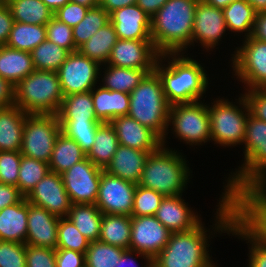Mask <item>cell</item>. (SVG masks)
<instances>
[{"instance_id":"1","label":"cell","mask_w":266,"mask_h":267,"mask_svg":"<svg viewBox=\"0 0 266 267\" xmlns=\"http://www.w3.org/2000/svg\"><path fill=\"white\" fill-rule=\"evenodd\" d=\"M163 60L168 63L163 64ZM154 70L161 79L164 95L170 105L201 101L210 84L202 65L184 53L160 54Z\"/></svg>"},{"instance_id":"2","label":"cell","mask_w":266,"mask_h":267,"mask_svg":"<svg viewBox=\"0 0 266 267\" xmlns=\"http://www.w3.org/2000/svg\"><path fill=\"white\" fill-rule=\"evenodd\" d=\"M198 1L168 0L151 18V38L160 54H185L192 41Z\"/></svg>"},{"instance_id":"3","label":"cell","mask_w":266,"mask_h":267,"mask_svg":"<svg viewBox=\"0 0 266 267\" xmlns=\"http://www.w3.org/2000/svg\"><path fill=\"white\" fill-rule=\"evenodd\" d=\"M185 159L177 150L161 146L148 155L138 185L155 190L164 197L182 195L190 178V168Z\"/></svg>"},{"instance_id":"4","label":"cell","mask_w":266,"mask_h":267,"mask_svg":"<svg viewBox=\"0 0 266 267\" xmlns=\"http://www.w3.org/2000/svg\"><path fill=\"white\" fill-rule=\"evenodd\" d=\"M170 104L164 95L162 82L154 70L147 73L130 93L128 115L154 131L165 146L168 136Z\"/></svg>"},{"instance_id":"5","label":"cell","mask_w":266,"mask_h":267,"mask_svg":"<svg viewBox=\"0 0 266 267\" xmlns=\"http://www.w3.org/2000/svg\"><path fill=\"white\" fill-rule=\"evenodd\" d=\"M203 225L201 221L189 231L172 232L166 246L153 259V267H218L208 253V239L213 232Z\"/></svg>"},{"instance_id":"6","label":"cell","mask_w":266,"mask_h":267,"mask_svg":"<svg viewBox=\"0 0 266 267\" xmlns=\"http://www.w3.org/2000/svg\"><path fill=\"white\" fill-rule=\"evenodd\" d=\"M63 98L56 71L35 70L15 86V105L27 114L57 115Z\"/></svg>"},{"instance_id":"7","label":"cell","mask_w":266,"mask_h":267,"mask_svg":"<svg viewBox=\"0 0 266 267\" xmlns=\"http://www.w3.org/2000/svg\"><path fill=\"white\" fill-rule=\"evenodd\" d=\"M243 144L245 160L235 173H230L222 192L226 197L244 184L262 183L266 179V122L249 114Z\"/></svg>"},{"instance_id":"8","label":"cell","mask_w":266,"mask_h":267,"mask_svg":"<svg viewBox=\"0 0 266 267\" xmlns=\"http://www.w3.org/2000/svg\"><path fill=\"white\" fill-rule=\"evenodd\" d=\"M234 221L255 241L266 246V187L247 183L230 196Z\"/></svg>"},{"instance_id":"9","label":"cell","mask_w":266,"mask_h":267,"mask_svg":"<svg viewBox=\"0 0 266 267\" xmlns=\"http://www.w3.org/2000/svg\"><path fill=\"white\" fill-rule=\"evenodd\" d=\"M241 95L236 99L239 106L226 98H216L211 106L208 104L211 142L214 144L224 147L243 145L250 110L243 93Z\"/></svg>"},{"instance_id":"10","label":"cell","mask_w":266,"mask_h":267,"mask_svg":"<svg viewBox=\"0 0 266 267\" xmlns=\"http://www.w3.org/2000/svg\"><path fill=\"white\" fill-rule=\"evenodd\" d=\"M169 125L176 138L192 147L211 141L208 106L202 101L171 105Z\"/></svg>"},{"instance_id":"11","label":"cell","mask_w":266,"mask_h":267,"mask_svg":"<svg viewBox=\"0 0 266 267\" xmlns=\"http://www.w3.org/2000/svg\"><path fill=\"white\" fill-rule=\"evenodd\" d=\"M62 132L55 114H27L23 129L21 154L50 162L56 139Z\"/></svg>"},{"instance_id":"12","label":"cell","mask_w":266,"mask_h":267,"mask_svg":"<svg viewBox=\"0 0 266 267\" xmlns=\"http://www.w3.org/2000/svg\"><path fill=\"white\" fill-rule=\"evenodd\" d=\"M242 46L231 56L232 67L238 81L250 89H264L266 87V42L258 39L245 38Z\"/></svg>"},{"instance_id":"13","label":"cell","mask_w":266,"mask_h":267,"mask_svg":"<svg viewBox=\"0 0 266 267\" xmlns=\"http://www.w3.org/2000/svg\"><path fill=\"white\" fill-rule=\"evenodd\" d=\"M100 66L79 51L70 52L56 71L63 95L91 91L97 86L98 76L102 75Z\"/></svg>"},{"instance_id":"14","label":"cell","mask_w":266,"mask_h":267,"mask_svg":"<svg viewBox=\"0 0 266 267\" xmlns=\"http://www.w3.org/2000/svg\"><path fill=\"white\" fill-rule=\"evenodd\" d=\"M102 171L85 157L61 174L72 204L96 203Z\"/></svg>"},{"instance_id":"15","label":"cell","mask_w":266,"mask_h":267,"mask_svg":"<svg viewBox=\"0 0 266 267\" xmlns=\"http://www.w3.org/2000/svg\"><path fill=\"white\" fill-rule=\"evenodd\" d=\"M136 186L103 170L95 205L103 214L131 216Z\"/></svg>"},{"instance_id":"16","label":"cell","mask_w":266,"mask_h":267,"mask_svg":"<svg viewBox=\"0 0 266 267\" xmlns=\"http://www.w3.org/2000/svg\"><path fill=\"white\" fill-rule=\"evenodd\" d=\"M171 233L155 215L131 217L129 249L153 260L166 246Z\"/></svg>"},{"instance_id":"17","label":"cell","mask_w":266,"mask_h":267,"mask_svg":"<svg viewBox=\"0 0 266 267\" xmlns=\"http://www.w3.org/2000/svg\"><path fill=\"white\" fill-rule=\"evenodd\" d=\"M159 57L160 53L154 47L152 40L118 39L105 65L142 69L150 73L154 71Z\"/></svg>"},{"instance_id":"18","label":"cell","mask_w":266,"mask_h":267,"mask_svg":"<svg viewBox=\"0 0 266 267\" xmlns=\"http://www.w3.org/2000/svg\"><path fill=\"white\" fill-rule=\"evenodd\" d=\"M58 218L67 217L72 206L60 174L49 171L25 197Z\"/></svg>"},{"instance_id":"19","label":"cell","mask_w":266,"mask_h":267,"mask_svg":"<svg viewBox=\"0 0 266 267\" xmlns=\"http://www.w3.org/2000/svg\"><path fill=\"white\" fill-rule=\"evenodd\" d=\"M226 31L223 10L199 0L195 10L191 45L200 42L206 51L214 49Z\"/></svg>"},{"instance_id":"20","label":"cell","mask_w":266,"mask_h":267,"mask_svg":"<svg viewBox=\"0 0 266 267\" xmlns=\"http://www.w3.org/2000/svg\"><path fill=\"white\" fill-rule=\"evenodd\" d=\"M221 200L219 201L218 208H216L214 220L216 223L213 224V234L218 233H227L234 236H238V238H242L243 240H248L247 243H250L249 247V256H248V267H266V246L260 244L259 242L252 239L235 221H234V211L232 207V202L229 197H226L223 193L220 195ZM217 231V232H216ZM221 231V232H220Z\"/></svg>"},{"instance_id":"21","label":"cell","mask_w":266,"mask_h":267,"mask_svg":"<svg viewBox=\"0 0 266 267\" xmlns=\"http://www.w3.org/2000/svg\"><path fill=\"white\" fill-rule=\"evenodd\" d=\"M110 124L115 129L119 145L149 153L162 146V139L154 131L129 115L116 117Z\"/></svg>"},{"instance_id":"22","label":"cell","mask_w":266,"mask_h":267,"mask_svg":"<svg viewBox=\"0 0 266 267\" xmlns=\"http://www.w3.org/2000/svg\"><path fill=\"white\" fill-rule=\"evenodd\" d=\"M59 219L45 208L28 202L25 244L56 249Z\"/></svg>"},{"instance_id":"23","label":"cell","mask_w":266,"mask_h":267,"mask_svg":"<svg viewBox=\"0 0 266 267\" xmlns=\"http://www.w3.org/2000/svg\"><path fill=\"white\" fill-rule=\"evenodd\" d=\"M118 39L152 40L151 17L137 4L115 10L110 14Z\"/></svg>"},{"instance_id":"24","label":"cell","mask_w":266,"mask_h":267,"mask_svg":"<svg viewBox=\"0 0 266 267\" xmlns=\"http://www.w3.org/2000/svg\"><path fill=\"white\" fill-rule=\"evenodd\" d=\"M188 205L182 195L165 196L157 209L155 217L170 232L189 231L201 222V217Z\"/></svg>"},{"instance_id":"25","label":"cell","mask_w":266,"mask_h":267,"mask_svg":"<svg viewBox=\"0 0 266 267\" xmlns=\"http://www.w3.org/2000/svg\"><path fill=\"white\" fill-rule=\"evenodd\" d=\"M150 153L119 145L105 172L138 185Z\"/></svg>"},{"instance_id":"26","label":"cell","mask_w":266,"mask_h":267,"mask_svg":"<svg viewBox=\"0 0 266 267\" xmlns=\"http://www.w3.org/2000/svg\"><path fill=\"white\" fill-rule=\"evenodd\" d=\"M91 90L94 111L101 122L110 123L114 118L128 115L130 94L111 91L103 86Z\"/></svg>"},{"instance_id":"27","label":"cell","mask_w":266,"mask_h":267,"mask_svg":"<svg viewBox=\"0 0 266 267\" xmlns=\"http://www.w3.org/2000/svg\"><path fill=\"white\" fill-rule=\"evenodd\" d=\"M26 116L16 105L0 109V151H21Z\"/></svg>"},{"instance_id":"28","label":"cell","mask_w":266,"mask_h":267,"mask_svg":"<svg viewBox=\"0 0 266 267\" xmlns=\"http://www.w3.org/2000/svg\"><path fill=\"white\" fill-rule=\"evenodd\" d=\"M28 201L7 206L0 211V240L25 243L27 237Z\"/></svg>"},{"instance_id":"29","label":"cell","mask_w":266,"mask_h":267,"mask_svg":"<svg viewBox=\"0 0 266 267\" xmlns=\"http://www.w3.org/2000/svg\"><path fill=\"white\" fill-rule=\"evenodd\" d=\"M34 71L31 52L0 46V77L16 86Z\"/></svg>"},{"instance_id":"30","label":"cell","mask_w":266,"mask_h":267,"mask_svg":"<svg viewBox=\"0 0 266 267\" xmlns=\"http://www.w3.org/2000/svg\"><path fill=\"white\" fill-rule=\"evenodd\" d=\"M117 40L118 36L114 26L109 22L92 35L87 42L82 44L78 51L102 67L108 62L112 48Z\"/></svg>"},{"instance_id":"31","label":"cell","mask_w":266,"mask_h":267,"mask_svg":"<svg viewBox=\"0 0 266 267\" xmlns=\"http://www.w3.org/2000/svg\"><path fill=\"white\" fill-rule=\"evenodd\" d=\"M131 238V216L103 214L98 241L129 249Z\"/></svg>"},{"instance_id":"32","label":"cell","mask_w":266,"mask_h":267,"mask_svg":"<svg viewBox=\"0 0 266 267\" xmlns=\"http://www.w3.org/2000/svg\"><path fill=\"white\" fill-rule=\"evenodd\" d=\"M103 213L95 204H72L67 218L90 242L98 241Z\"/></svg>"},{"instance_id":"33","label":"cell","mask_w":266,"mask_h":267,"mask_svg":"<svg viewBox=\"0 0 266 267\" xmlns=\"http://www.w3.org/2000/svg\"><path fill=\"white\" fill-rule=\"evenodd\" d=\"M119 146V141L114 127L107 122H102L96 131L92 149L86 157L97 167L105 169L110 163Z\"/></svg>"},{"instance_id":"34","label":"cell","mask_w":266,"mask_h":267,"mask_svg":"<svg viewBox=\"0 0 266 267\" xmlns=\"http://www.w3.org/2000/svg\"><path fill=\"white\" fill-rule=\"evenodd\" d=\"M85 157L86 154L82 151L80 145L61 132L53 147L52 156L48 163L49 170L61 175Z\"/></svg>"},{"instance_id":"35","label":"cell","mask_w":266,"mask_h":267,"mask_svg":"<svg viewBox=\"0 0 266 267\" xmlns=\"http://www.w3.org/2000/svg\"><path fill=\"white\" fill-rule=\"evenodd\" d=\"M14 21L34 25H46L54 15L42 0H9Z\"/></svg>"},{"instance_id":"36","label":"cell","mask_w":266,"mask_h":267,"mask_svg":"<svg viewBox=\"0 0 266 267\" xmlns=\"http://www.w3.org/2000/svg\"><path fill=\"white\" fill-rule=\"evenodd\" d=\"M59 120L100 121L94 111L91 91L64 96Z\"/></svg>"},{"instance_id":"37","label":"cell","mask_w":266,"mask_h":267,"mask_svg":"<svg viewBox=\"0 0 266 267\" xmlns=\"http://www.w3.org/2000/svg\"><path fill=\"white\" fill-rule=\"evenodd\" d=\"M106 66V67H105ZM104 77L102 86L111 91H120L130 94L140 84L147 72L142 69L120 68L112 65H103Z\"/></svg>"},{"instance_id":"38","label":"cell","mask_w":266,"mask_h":267,"mask_svg":"<svg viewBox=\"0 0 266 267\" xmlns=\"http://www.w3.org/2000/svg\"><path fill=\"white\" fill-rule=\"evenodd\" d=\"M227 30L230 32L243 33L244 38L252 35L256 12L246 0H236L223 9Z\"/></svg>"},{"instance_id":"39","label":"cell","mask_w":266,"mask_h":267,"mask_svg":"<svg viewBox=\"0 0 266 267\" xmlns=\"http://www.w3.org/2000/svg\"><path fill=\"white\" fill-rule=\"evenodd\" d=\"M46 40V25H34L14 21L7 47L31 52Z\"/></svg>"},{"instance_id":"40","label":"cell","mask_w":266,"mask_h":267,"mask_svg":"<svg viewBox=\"0 0 266 267\" xmlns=\"http://www.w3.org/2000/svg\"><path fill=\"white\" fill-rule=\"evenodd\" d=\"M109 22L110 15L100 5L89 8L84 19L72 28L75 47L78 49Z\"/></svg>"},{"instance_id":"41","label":"cell","mask_w":266,"mask_h":267,"mask_svg":"<svg viewBox=\"0 0 266 267\" xmlns=\"http://www.w3.org/2000/svg\"><path fill=\"white\" fill-rule=\"evenodd\" d=\"M69 52L57 44L45 40L31 51L35 70L57 71Z\"/></svg>"},{"instance_id":"42","label":"cell","mask_w":266,"mask_h":267,"mask_svg":"<svg viewBox=\"0 0 266 267\" xmlns=\"http://www.w3.org/2000/svg\"><path fill=\"white\" fill-rule=\"evenodd\" d=\"M64 133L68 138L75 140L87 155L94 144L96 131L101 121L59 120Z\"/></svg>"},{"instance_id":"43","label":"cell","mask_w":266,"mask_h":267,"mask_svg":"<svg viewBox=\"0 0 266 267\" xmlns=\"http://www.w3.org/2000/svg\"><path fill=\"white\" fill-rule=\"evenodd\" d=\"M49 171L48 163L22 155L17 184L18 189L26 197Z\"/></svg>"},{"instance_id":"44","label":"cell","mask_w":266,"mask_h":267,"mask_svg":"<svg viewBox=\"0 0 266 267\" xmlns=\"http://www.w3.org/2000/svg\"><path fill=\"white\" fill-rule=\"evenodd\" d=\"M125 249L92 241L85 252V267H114Z\"/></svg>"},{"instance_id":"45","label":"cell","mask_w":266,"mask_h":267,"mask_svg":"<svg viewBox=\"0 0 266 267\" xmlns=\"http://www.w3.org/2000/svg\"><path fill=\"white\" fill-rule=\"evenodd\" d=\"M89 244L90 240L67 217L59 219L56 248L85 253Z\"/></svg>"},{"instance_id":"46","label":"cell","mask_w":266,"mask_h":267,"mask_svg":"<svg viewBox=\"0 0 266 267\" xmlns=\"http://www.w3.org/2000/svg\"><path fill=\"white\" fill-rule=\"evenodd\" d=\"M164 196L155 190L136 186L131 217L155 215Z\"/></svg>"},{"instance_id":"47","label":"cell","mask_w":266,"mask_h":267,"mask_svg":"<svg viewBox=\"0 0 266 267\" xmlns=\"http://www.w3.org/2000/svg\"><path fill=\"white\" fill-rule=\"evenodd\" d=\"M46 39L66 49L69 53L78 51L74 44L72 28L55 17L46 24Z\"/></svg>"},{"instance_id":"48","label":"cell","mask_w":266,"mask_h":267,"mask_svg":"<svg viewBox=\"0 0 266 267\" xmlns=\"http://www.w3.org/2000/svg\"><path fill=\"white\" fill-rule=\"evenodd\" d=\"M21 156L20 151H0V183L17 187Z\"/></svg>"},{"instance_id":"49","label":"cell","mask_w":266,"mask_h":267,"mask_svg":"<svg viewBox=\"0 0 266 267\" xmlns=\"http://www.w3.org/2000/svg\"><path fill=\"white\" fill-rule=\"evenodd\" d=\"M26 244L0 240V267H26Z\"/></svg>"},{"instance_id":"50","label":"cell","mask_w":266,"mask_h":267,"mask_svg":"<svg viewBox=\"0 0 266 267\" xmlns=\"http://www.w3.org/2000/svg\"><path fill=\"white\" fill-rule=\"evenodd\" d=\"M26 267H56L55 249L26 245Z\"/></svg>"},{"instance_id":"51","label":"cell","mask_w":266,"mask_h":267,"mask_svg":"<svg viewBox=\"0 0 266 267\" xmlns=\"http://www.w3.org/2000/svg\"><path fill=\"white\" fill-rule=\"evenodd\" d=\"M89 7L69 1L54 12L53 17L73 28L84 19Z\"/></svg>"},{"instance_id":"52","label":"cell","mask_w":266,"mask_h":267,"mask_svg":"<svg viewBox=\"0 0 266 267\" xmlns=\"http://www.w3.org/2000/svg\"><path fill=\"white\" fill-rule=\"evenodd\" d=\"M246 91L243 95L247 100L250 114L266 122V90L250 89Z\"/></svg>"},{"instance_id":"53","label":"cell","mask_w":266,"mask_h":267,"mask_svg":"<svg viewBox=\"0 0 266 267\" xmlns=\"http://www.w3.org/2000/svg\"><path fill=\"white\" fill-rule=\"evenodd\" d=\"M55 262L56 267H85V253L56 248Z\"/></svg>"},{"instance_id":"54","label":"cell","mask_w":266,"mask_h":267,"mask_svg":"<svg viewBox=\"0 0 266 267\" xmlns=\"http://www.w3.org/2000/svg\"><path fill=\"white\" fill-rule=\"evenodd\" d=\"M25 196L18 187L0 183V211L7 206L21 202Z\"/></svg>"},{"instance_id":"55","label":"cell","mask_w":266,"mask_h":267,"mask_svg":"<svg viewBox=\"0 0 266 267\" xmlns=\"http://www.w3.org/2000/svg\"><path fill=\"white\" fill-rule=\"evenodd\" d=\"M14 19L6 3L0 2V46L6 45Z\"/></svg>"},{"instance_id":"56","label":"cell","mask_w":266,"mask_h":267,"mask_svg":"<svg viewBox=\"0 0 266 267\" xmlns=\"http://www.w3.org/2000/svg\"><path fill=\"white\" fill-rule=\"evenodd\" d=\"M134 254L137 257L141 256L144 260H146V265H144L143 267H153V260L149 256L130 249H127L122 253L120 260H118L116 266L114 267H138L139 264H136L137 258H135Z\"/></svg>"},{"instance_id":"57","label":"cell","mask_w":266,"mask_h":267,"mask_svg":"<svg viewBox=\"0 0 266 267\" xmlns=\"http://www.w3.org/2000/svg\"><path fill=\"white\" fill-rule=\"evenodd\" d=\"M15 105V86L0 77V109Z\"/></svg>"},{"instance_id":"58","label":"cell","mask_w":266,"mask_h":267,"mask_svg":"<svg viewBox=\"0 0 266 267\" xmlns=\"http://www.w3.org/2000/svg\"><path fill=\"white\" fill-rule=\"evenodd\" d=\"M251 37L266 42V12L256 14Z\"/></svg>"},{"instance_id":"59","label":"cell","mask_w":266,"mask_h":267,"mask_svg":"<svg viewBox=\"0 0 266 267\" xmlns=\"http://www.w3.org/2000/svg\"><path fill=\"white\" fill-rule=\"evenodd\" d=\"M168 0H137V5L149 16L153 17Z\"/></svg>"},{"instance_id":"60","label":"cell","mask_w":266,"mask_h":267,"mask_svg":"<svg viewBox=\"0 0 266 267\" xmlns=\"http://www.w3.org/2000/svg\"><path fill=\"white\" fill-rule=\"evenodd\" d=\"M137 3V0H100L99 5L110 15L115 10Z\"/></svg>"},{"instance_id":"61","label":"cell","mask_w":266,"mask_h":267,"mask_svg":"<svg viewBox=\"0 0 266 267\" xmlns=\"http://www.w3.org/2000/svg\"><path fill=\"white\" fill-rule=\"evenodd\" d=\"M256 13L266 12V0H246Z\"/></svg>"},{"instance_id":"62","label":"cell","mask_w":266,"mask_h":267,"mask_svg":"<svg viewBox=\"0 0 266 267\" xmlns=\"http://www.w3.org/2000/svg\"><path fill=\"white\" fill-rule=\"evenodd\" d=\"M45 5L51 9L53 12H55L57 9L63 7L66 3H68L70 0H42Z\"/></svg>"},{"instance_id":"63","label":"cell","mask_w":266,"mask_h":267,"mask_svg":"<svg viewBox=\"0 0 266 267\" xmlns=\"http://www.w3.org/2000/svg\"><path fill=\"white\" fill-rule=\"evenodd\" d=\"M205 4H208L210 6L219 8V9H224L226 8L229 4H231L233 1L236 0H202Z\"/></svg>"},{"instance_id":"64","label":"cell","mask_w":266,"mask_h":267,"mask_svg":"<svg viewBox=\"0 0 266 267\" xmlns=\"http://www.w3.org/2000/svg\"><path fill=\"white\" fill-rule=\"evenodd\" d=\"M71 2L93 8L99 5L100 0H70Z\"/></svg>"},{"instance_id":"65","label":"cell","mask_w":266,"mask_h":267,"mask_svg":"<svg viewBox=\"0 0 266 267\" xmlns=\"http://www.w3.org/2000/svg\"><path fill=\"white\" fill-rule=\"evenodd\" d=\"M9 0H0V2H3V3H6L8 2Z\"/></svg>"}]
</instances>
